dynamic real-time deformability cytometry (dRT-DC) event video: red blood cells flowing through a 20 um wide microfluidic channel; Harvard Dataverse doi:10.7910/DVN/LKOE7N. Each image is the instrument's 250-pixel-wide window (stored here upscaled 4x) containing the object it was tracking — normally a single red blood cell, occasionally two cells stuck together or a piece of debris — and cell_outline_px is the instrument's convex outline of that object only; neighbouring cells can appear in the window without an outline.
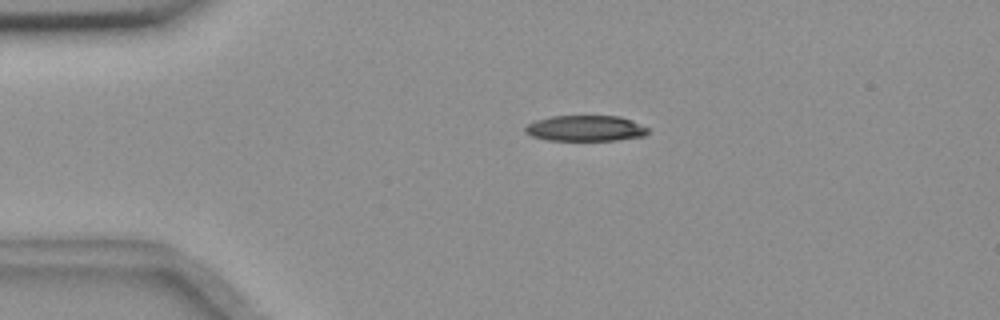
{"species": "common noctule bat (a hibernating species)", "species_latin": "Nyctalus noctula", "temperature_condition": "room temperature", "stored_images_in_passage": 46, "camera_frame_rate_fps": 3000, "um_per_image_px": 0.085, "animal": {"sex": "female", "body_mass_g": 18.4}, "frame": {"image": 1, "passage_image": 2, "time_ms": 0.333, "image_size_px": [1000, 320], "cell_outline_px": [[648, 132], [644, 136], [616, 140], [544, 140], [532, 136], [524, 132], [524, 128], [528, 124], [536, 120], [552, 116], [620, 116], [632, 120], [648, 128]], "centroid_in_image_um": [49.75, 10.91], "position_along_channel_um": 35.3, "area_um2": 18.44}}
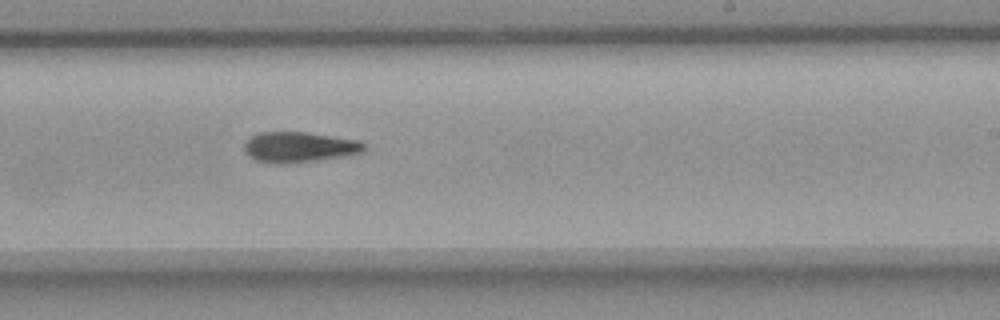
{"frame": {"image": 2, "passage_image": 24, "time_ms": 7.667, "image_size_px": [1000, 320], "cell_outline_px": [[364, 152], [344, 156], [296, 164], [272, 164], [256, 160], [244, 148], [244, 140], [248, 136], [260, 132], [304, 132], [356, 140], [364, 144]], "centroid_in_image_um": [25.39, 12.52], "position_along_channel_um": 263.6, "area_um2": 21.39}}
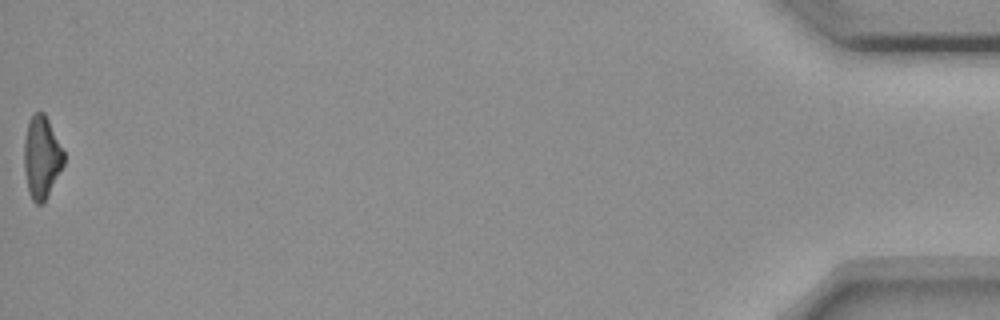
{"frame": {"image": 3, "passage_image": 46, "time_ms": 15.0, "image_size_px": [1000, 320], "cell_outline_px": [[64, 164], [44, 204], [36, 204], [32, 200], [28, 192], [24, 168], [24, 140], [28, 120], [36, 112], [44, 112], [64, 152]], "centroid_in_image_um": [3.53, 13.4], "position_along_channel_um": 431.7, "area_um2": 19.07}, "authors_computed_cell_mechanics": {"area_um2": 20.5768, "velocity_mm_per_s": 3.6509, "shape_relaxation_time_tau1_ms": 10.7946, "shape_relaxation_time_tau2_ms": null, "deformation_change_tau1": 0.2513, "deformation_change_tau2": null}}